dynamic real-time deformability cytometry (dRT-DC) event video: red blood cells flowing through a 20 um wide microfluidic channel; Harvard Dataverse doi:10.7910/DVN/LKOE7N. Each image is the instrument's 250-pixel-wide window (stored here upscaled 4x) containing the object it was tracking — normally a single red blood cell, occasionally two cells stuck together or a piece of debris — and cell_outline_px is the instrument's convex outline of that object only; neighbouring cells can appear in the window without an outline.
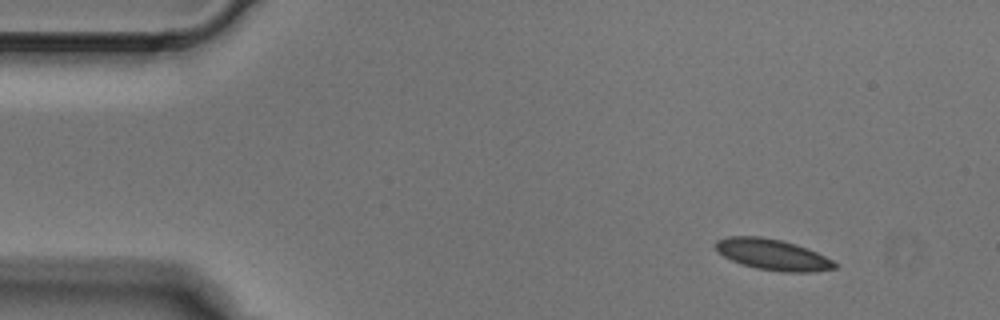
{"species": "Egyptian fruit bat (a non-hibernating species)", "species_latin": "Rousettus aegyptiacus", "temperature_condition": "cold", "stored_images_in_passage": 4, "camera_frame_rate_fps": 3000, "um_per_image_px": 0.085, "animal": {"sex": "male"}, "frame": {"image": 1, "passage_image": 1, "time_ms": 0.0, "image_size_px": [1000, 320], "cell_outline_px": [[840, 264], [836, 268], [812, 272], [784, 272], [756, 268], [740, 264], [716, 252], [716, 240], [728, 236], [760, 236], [780, 240], [796, 244], [808, 248]], "centroid_in_image_um": [65.67, 21.64], "position_along_channel_um": 19.3, "area_um2": 21.56}}
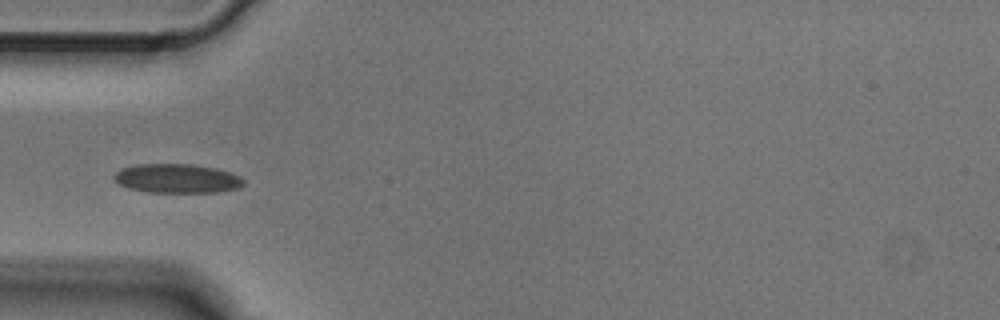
{"frame": {"image": 2, "passage_image": 3, "time_ms": 0.667, "image_size_px": [1000, 320], "cell_outline_px": [[244, 184], [236, 188], [216, 192], [148, 192], [128, 188], [120, 184], [112, 176], [120, 168], [136, 164], [192, 164], [216, 168], [228, 172], [244, 180]], "centroid_in_image_um": [14.99, 15.16], "position_along_channel_um": 70.0, "area_um2": 21.79}}
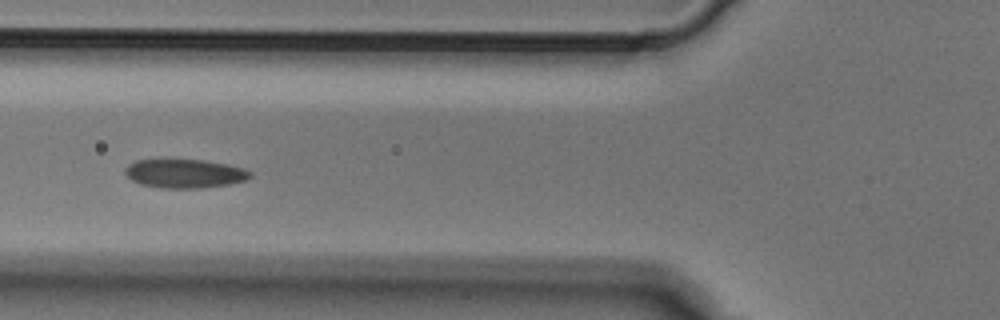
{"frame": {"image": 3, "passage_image": 4, "time_ms": 1.0, "image_size_px": [1000, 320], "cell_outline_px": [[252, 176], [248, 180], [228, 184], [204, 188], [160, 188], [140, 184], [132, 180], [124, 172], [124, 168], [128, 164], [136, 160], [160, 156], [164, 156], [204, 160], [228, 164], [244, 168], [252, 172]], "centroid_in_image_um": [15.65, 14.69], "position_along_channel_um": 110.1, "area_um2": 22.2}}